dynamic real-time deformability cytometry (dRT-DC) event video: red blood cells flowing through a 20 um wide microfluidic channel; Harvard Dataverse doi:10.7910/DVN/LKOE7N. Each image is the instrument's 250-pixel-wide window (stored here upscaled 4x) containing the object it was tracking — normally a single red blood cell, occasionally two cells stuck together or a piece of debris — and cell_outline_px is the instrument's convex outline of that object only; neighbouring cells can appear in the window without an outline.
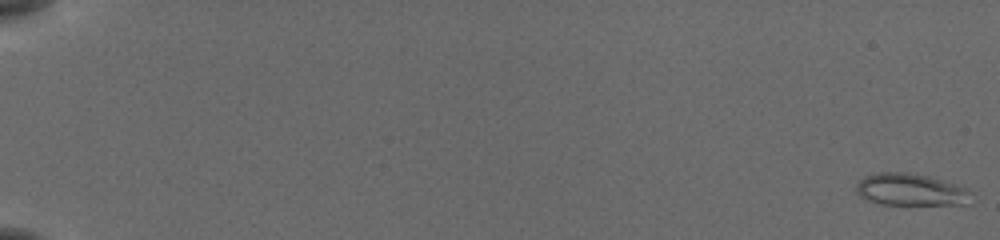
{"species": "common noctule bat (a hibernating species)", "species_latin": "Nyctalus noctula", "temperature_condition": "cold", "stored_images_in_passage": 54, "camera_frame_rate_fps": 3000, "um_per_image_px": 0.085, "animal": {"sex": "female", "body_mass_g": 19.5, "forearm_length_mm": 54.1}, "frame": {"image": 1, "passage_image": 1, "time_ms": 0.0, "image_size_px": [1000, 240], "cell_outline_px": [[968, 192], [964, 204], [880, 204], [868, 200], [860, 196], [856, 192], [856, 184], [864, 176], [880, 172], [904, 172], [928, 176], [968, 188]], "centroid_in_image_um": [77.3, 16.11], "position_along_channel_um": 7.7, "area_um2": 20.98}}
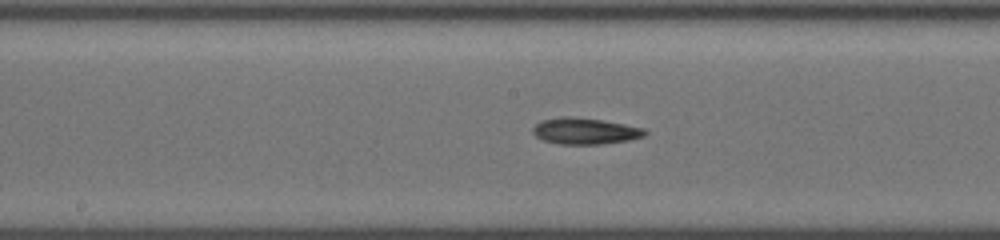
{"frame": {"image": 2, "passage_image": 32, "time_ms": 10.333, "image_size_px": [1000, 240], "cell_outline_px": [[648, 132], [644, 136], [628, 140], [600, 144], [560, 144], [544, 140], [536, 136], [532, 132], [532, 128], [540, 120], [560, 116], [568, 116], [600, 120], [624, 124], [644, 128]], "centroid_in_image_um": [49.7, 11.13], "position_along_channel_um": 198.5, "area_um2": 17.11}}
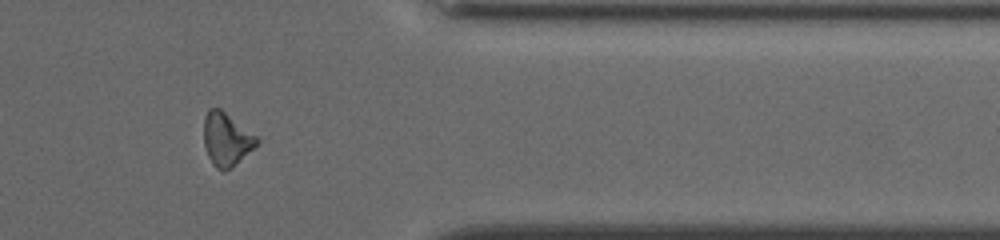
{"frame": {"image": 3, "passage_image": 48, "time_ms": 15.667, "image_size_px": [1000, 240], "cell_outline_px": [[260, 140], [232, 168], [224, 172], [216, 168], [212, 164], [208, 156], [204, 144], [204, 116], [208, 108], [220, 108], [256, 136]], "centroid_in_image_um": [19.21, 11.84], "position_along_channel_um": 392.2, "area_um2": 16.24}}